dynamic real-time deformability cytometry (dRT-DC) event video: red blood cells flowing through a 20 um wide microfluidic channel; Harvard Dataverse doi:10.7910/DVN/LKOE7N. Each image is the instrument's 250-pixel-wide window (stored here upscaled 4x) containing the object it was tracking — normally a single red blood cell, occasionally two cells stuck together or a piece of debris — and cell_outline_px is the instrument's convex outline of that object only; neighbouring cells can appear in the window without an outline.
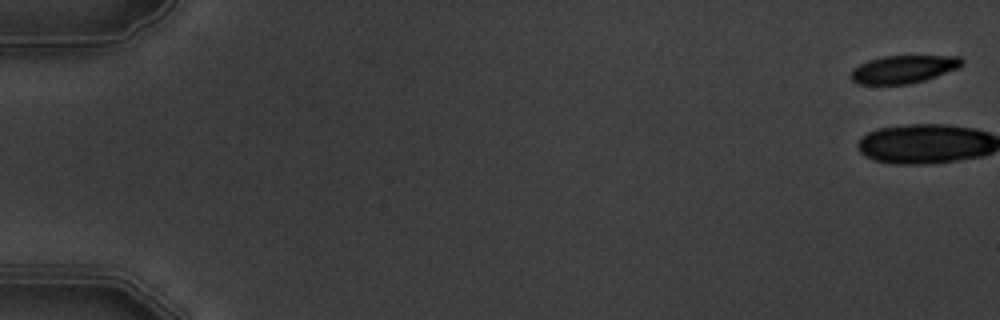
{"species": "common noctule bat (a hibernating species)", "species_latin": "Nyctalus noctula", "temperature_condition": "warm", "stored_images_in_passage": 7, "camera_frame_rate_fps": 3000, "um_per_image_px": 0.085, "animal": {"sex": "male", "body_mass_g": 19.5, "forearm_length_mm": 54.6}, "frame": {"image": 1, "passage_image": 1, "time_ms": 0.0, "image_size_px": [1000, 320], "cell_outline_px": [[964, 64], [960, 68], [924, 80], [908, 84], [860, 84], [852, 80], [852, 68], [868, 60], [880, 56], [960, 56], [964, 60]], "centroid_in_image_um": [76.83, 5.87], "position_along_channel_um": 8.2, "area_um2": 18.03}}